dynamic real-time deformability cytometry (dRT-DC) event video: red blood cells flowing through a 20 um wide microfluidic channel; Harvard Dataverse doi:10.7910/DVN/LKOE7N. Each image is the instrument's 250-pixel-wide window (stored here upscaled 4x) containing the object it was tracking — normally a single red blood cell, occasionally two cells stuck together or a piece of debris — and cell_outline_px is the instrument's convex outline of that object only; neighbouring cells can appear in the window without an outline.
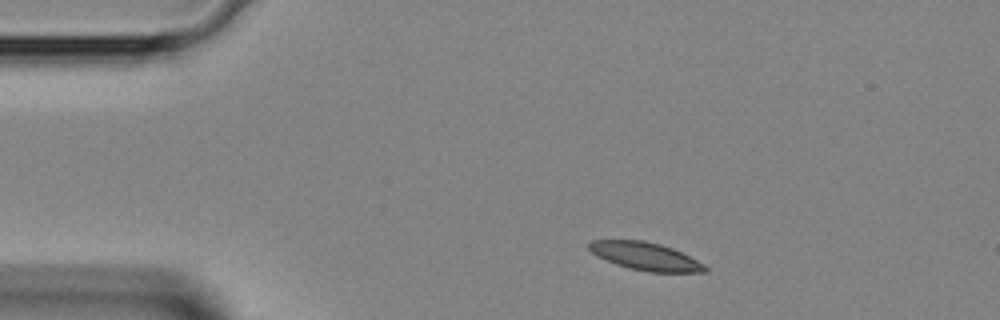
{"species": "Egyptian fruit bat (a non-hibernating species)", "species_latin": "Rousettus aegyptiacus", "temperature_condition": "room temperature", "stored_images_in_passage": 2, "camera_frame_rate_fps": 3000, "um_per_image_px": 0.085, "animal": {"sex": "female"}, "frame": {"image": 1, "passage_image": 1, "time_ms": 0.0, "image_size_px": [1000, 320], "cell_outline_px": [[708, 272], [648, 272], [628, 268], [616, 264], [592, 252], [588, 248], [588, 244], [592, 240], [644, 240], [660, 244], [672, 248], [704, 264], [708, 268]], "centroid_in_image_um": [54.88, 21.78], "position_along_channel_um": 30.1, "area_um2": 18.61}}
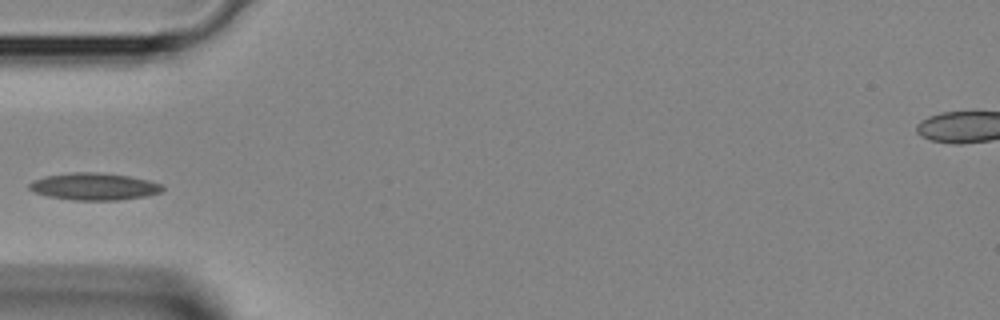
{"frame": {"image": 2, "passage_image": 2, "time_ms": 0.333, "image_size_px": [1000, 320], "cell_outline_px": [[164, 188], [160, 192], [148, 196], [120, 200], [72, 200], [48, 196], [32, 192], [28, 188], [28, 184], [32, 180], [44, 176], [72, 172], [100, 172], [128, 176], [148, 180], [160, 184]], "centroid_in_image_um": [7.95, 15.85], "position_along_channel_um": 77.0, "area_um2": 21.21}}